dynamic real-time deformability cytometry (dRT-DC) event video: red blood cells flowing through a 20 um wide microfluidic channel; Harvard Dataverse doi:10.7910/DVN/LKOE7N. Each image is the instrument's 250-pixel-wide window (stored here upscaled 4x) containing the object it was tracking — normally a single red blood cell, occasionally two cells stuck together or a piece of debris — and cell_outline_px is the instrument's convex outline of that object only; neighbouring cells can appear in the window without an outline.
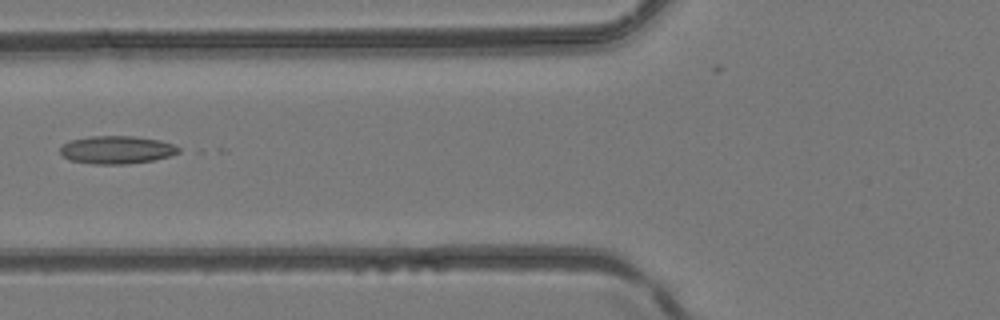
{"species": "common noctule bat (a hibernating species)", "species_latin": "Nyctalus noctula", "temperature_condition": "room temperature", "stored_images_in_passage": 2, "camera_frame_rate_fps": 3000, "um_per_image_px": 0.085, "animal": {"sex": "female", "body_mass_g": 24.6, "forearm_length_mm": 56.2}, "frame": {"image": 1, "passage_image": 2, "time_ms": 0.333, "image_size_px": [1000, 320], "cell_outline_px": [[180, 152], [168, 156], [152, 160], [128, 164], [92, 164], [68, 160], [60, 152], [60, 148], [68, 140], [88, 136], [132, 136], [160, 140], [172, 144], [180, 148]], "centroid_in_image_um": [9.88, 12.73], "position_along_channel_um": 115.9, "area_um2": 19.31}}